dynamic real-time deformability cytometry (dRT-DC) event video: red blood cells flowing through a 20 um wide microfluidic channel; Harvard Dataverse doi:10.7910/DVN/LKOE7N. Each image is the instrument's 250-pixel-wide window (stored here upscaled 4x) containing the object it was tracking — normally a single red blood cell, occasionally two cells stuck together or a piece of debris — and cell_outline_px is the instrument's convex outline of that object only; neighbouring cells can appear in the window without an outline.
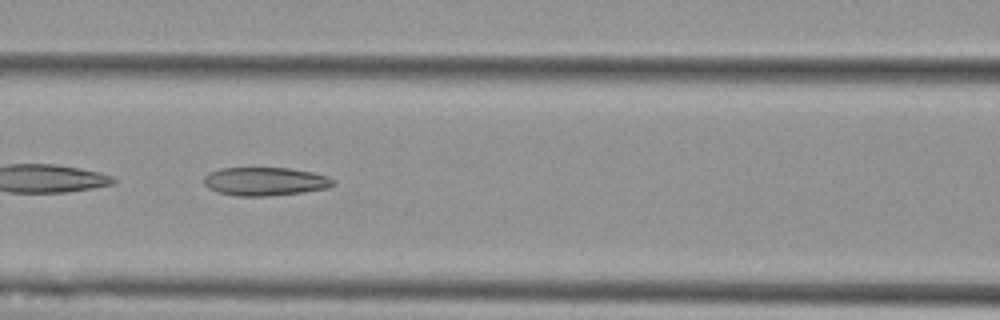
{"species": "Egyptian fruit bat (a non-hibernating species)", "species_latin": "Rousettus aegyptiacus", "temperature_condition": "cold", "stored_images_in_passage": 9, "camera_frame_rate_fps": 3000, "um_per_image_px": 0.085, "animal": {"sex": "female"}, "frame": {"image": 1, "passage_image": 6, "time_ms": 5.667, "image_size_px": [1000, 320], "cell_outline_px": [[336, 184], [328, 188], [304, 192], [268, 196], [236, 196], [216, 192], [208, 188], [204, 184], [204, 176], [208, 172], [220, 168], [288, 168], [312, 172], [328, 176], [336, 180]], "centroid_in_image_um": [22.53, 15.42], "position_along_channel_um": 144.1, "area_um2": 21.68}}
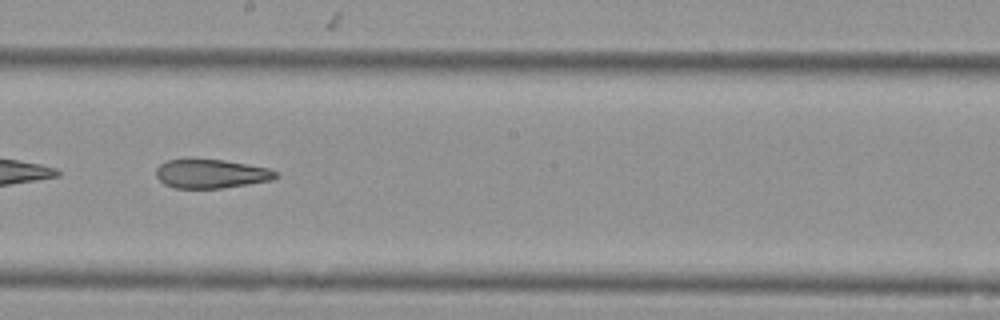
{"frame": {"image": 2, "passage_image": 8, "time_ms": 8.0, "image_size_px": [1000, 320], "cell_outline_px": [[280, 176], [272, 180], [248, 184], [220, 188], [172, 188], [164, 184], [156, 176], [156, 168], [160, 164], [168, 160], [188, 156], [224, 160], [248, 164], [268, 168], [276, 172]], "centroid_in_image_um": [17.89, 14.73], "position_along_channel_um": 230.3, "area_um2": 20.81}}
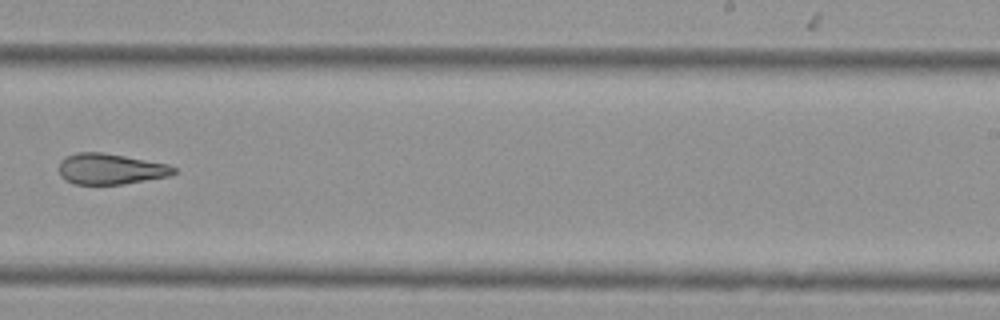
{"frame": {"image": 3, "passage_image": 9, "time_ms": 9.333, "image_size_px": [1000, 320], "cell_outline_px": [[176, 172], [168, 176], [124, 184], [76, 184], [64, 180], [60, 176], [60, 160], [64, 156], [76, 152], [100, 152], [124, 156], [168, 164], [176, 168]], "centroid_in_image_um": [9.36, 14.36], "position_along_channel_um": 279.6, "area_um2": 20.58}}